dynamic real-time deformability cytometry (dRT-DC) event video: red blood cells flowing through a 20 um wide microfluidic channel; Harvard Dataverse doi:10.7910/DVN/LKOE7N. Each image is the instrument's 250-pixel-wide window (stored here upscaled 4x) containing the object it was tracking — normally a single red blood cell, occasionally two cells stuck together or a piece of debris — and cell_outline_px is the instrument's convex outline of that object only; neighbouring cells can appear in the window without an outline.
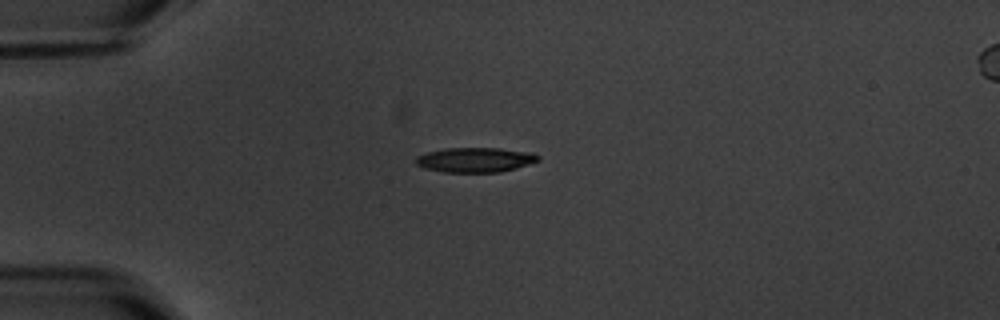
{"species": "common noctule bat (a hibernating species)", "species_latin": "Nyctalus noctula", "temperature_condition": "warm", "stored_images_in_passage": 6, "camera_frame_rate_fps": 3000, "um_per_image_px": 0.085, "animal": {"sex": "male", "body_mass_g": 20.1, "forearm_length_mm": 53.5}, "frame": {"image": 1, "passage_image": 3, "time_ms": 3.667, "image_size_px": [1000, 320], "cell_outline_px": [[540, 160], [516, 168], [500, 172], [444, 172], [424, 168], [416, 164], [416, 156], [428, 152], [444, 148], [500, 148], [532, 152], [540, 156]], "centroid_in_image_um": [40.41, 13.58], "position_along_channel_um": 44.6, "area_um2": 17.69}}
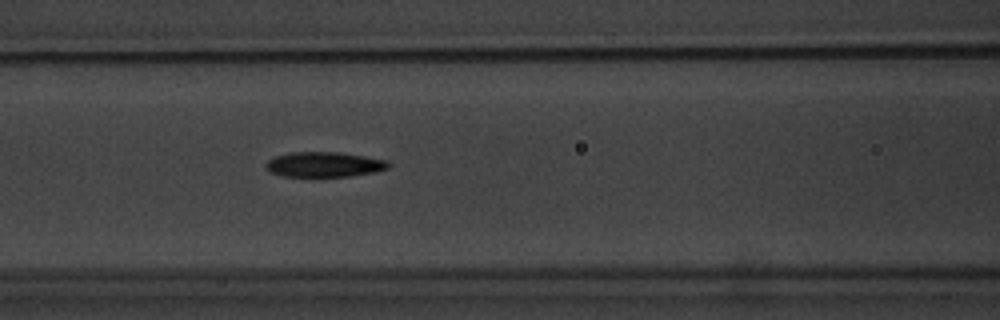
{"frame": {"image": 2, "passage_image": 6, "time_ms": 7.0, "image_size_px": [1000, 320], "cell_outline_px": [[392, 164], [388, 168], [376, 172], [352, 176], [284, 176], [268, 172], [264, 164], [268, 160], [276, 156], [292, 152], [336, 152], [364, 156], [388, 160]], "centroid_in_image_um": [27.57, 13.98], "position_along_channel_um": 139.0, "area_um2": 17.98}}